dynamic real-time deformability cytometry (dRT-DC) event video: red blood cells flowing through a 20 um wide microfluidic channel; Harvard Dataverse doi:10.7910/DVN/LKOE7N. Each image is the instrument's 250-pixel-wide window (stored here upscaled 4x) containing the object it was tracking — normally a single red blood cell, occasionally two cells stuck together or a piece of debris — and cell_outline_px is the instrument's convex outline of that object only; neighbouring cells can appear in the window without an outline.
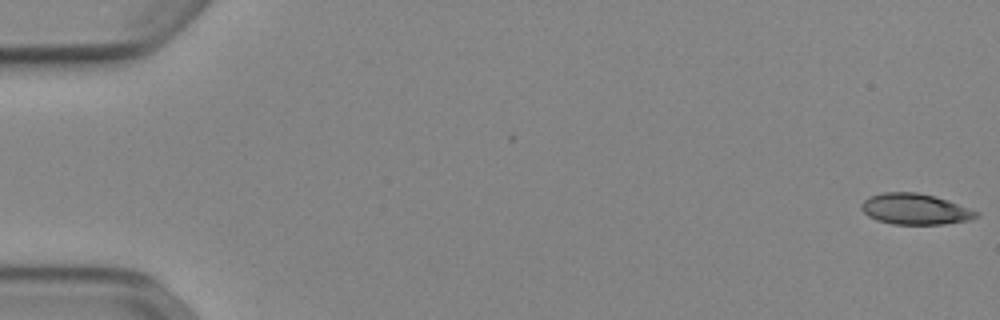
{"species": "Egyptian fruit bat (a non-hibernating species)", "species_latin": "Rousettus aegyptiacus", "temperature_condition": "cold", "stored_images_in_passage": 53, "camera_frame_rate_fps": 3000, "um_per_image_px": 0.085, "animal": {"sex": "female"}, "frame": {"image": 1, "passage_image": 1, "time_ms": 0.0, "image_size_px": [1000, 320], "cell_outline_px": [[980, 216], [968, 220], [944, 224], [892, 224], [876, 220], [868, 216], [860, 208], [860, 204], [868, 196], [884, 192], [916, 192], [936, 196], [948, 200], [980, 212]], "centroid_in_image_um": [77.77, 17.77], "position_along_channel_um": 7.2, "area_um2": 20.87}}
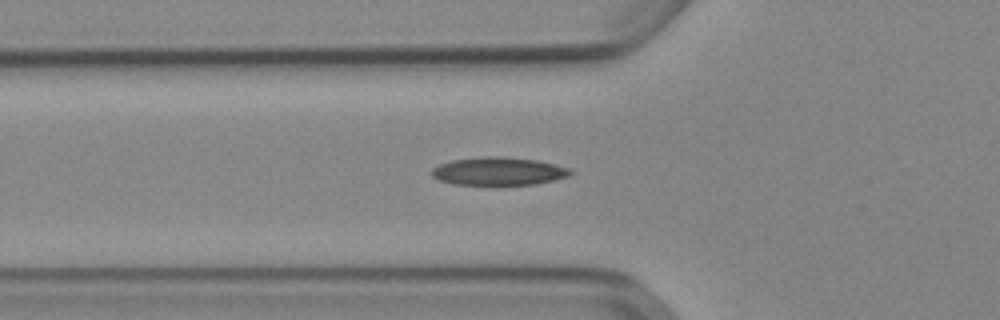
{"frame": {"image": 2, "passage_image": 19, "time_ms": 6.0, "image_size_px": [1000, 320], "cell_outline_px": [[576, 172], [568, 176], [536, 184], [452, 184], [440, 180], [432, 176], [432, 168], [440, 164], [452, 160], [484, 156], [500, 156], [536, 160], [556, 164], [568, 168]], "centroid_in_image_um": [42.39, 14.54], "position_along_channel_um": 83.4, "area_um2": 22.48}}
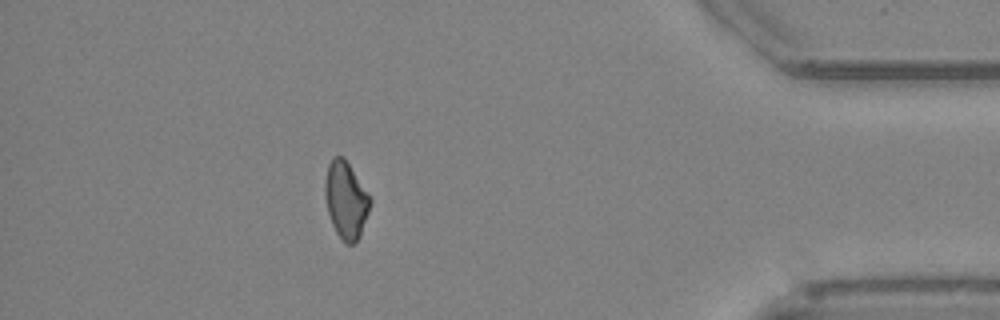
{"frame": {"image": 3, "passage_image": 47, "time_ms": 15.333, "image_size_px": [1000, 320], "cell_outline_px": [[372, 200], [360, 236], [356, 244], [344, 244], [336, 232], [332, 224], [328, 212], [324, 196], [324, 180], [328, 164], [332, 156], [344, 156]], "centroid_in_image_um": [29.38, 17.0], "position_along_channel_um": 405.8, "area_um2": 20.4}, "authors_computed_cell_mechanics": {"area_um2": 21.097, "velocity_mm_per_s": 3.9121, "shape_relaxation_time_tau1_ms": 4.7165, "shape_relaxation_time_tau2_ms": 6.7345, "deformation_change_tau1": 0.1242, "deformation_change_tau2": 0.1485}}